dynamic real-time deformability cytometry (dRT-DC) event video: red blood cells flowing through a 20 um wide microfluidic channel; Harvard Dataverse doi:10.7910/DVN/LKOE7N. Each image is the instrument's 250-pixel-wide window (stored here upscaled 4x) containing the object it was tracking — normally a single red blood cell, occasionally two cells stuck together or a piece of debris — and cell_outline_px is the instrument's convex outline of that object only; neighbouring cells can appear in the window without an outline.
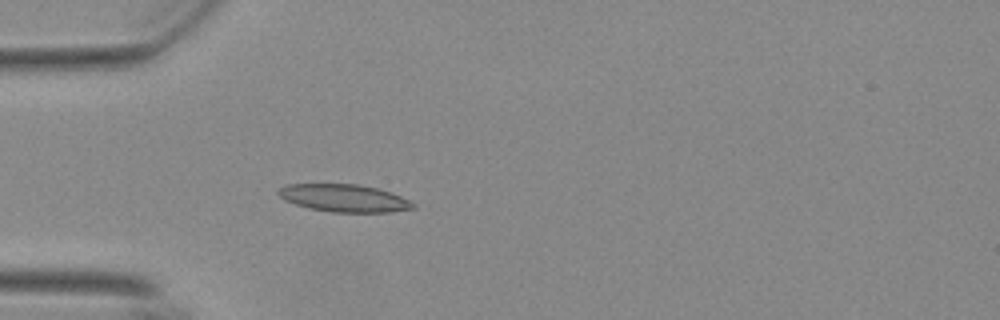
{"species": "Egyptian fruit bat (a non-hibernating species)", "species_latin": "Rousettus aegyptiacus", "temperature_condition": "warm", "stored_images_in_passage": 21, "camera_frame_rate_fps": 3000, "um_per_image_px": 0.085, "animal": {"sex": "female"}, "frame": {"image": 1, "passage_image": 17, "time_ms": 5.333, "image_size_px": [1000, 320], "cell_outline_px": [[416, 208], [392, 212], [332, 212], [308, 208], [284, 200], [276, 192], [280, 188], [288, 184], [356, 184], [376, 188], [400, 196], [416, 204]], "centroid_in_image_um": [29.24, 16.84], "position_along_channel_um": 55.8, "area_um2": 21.5}}